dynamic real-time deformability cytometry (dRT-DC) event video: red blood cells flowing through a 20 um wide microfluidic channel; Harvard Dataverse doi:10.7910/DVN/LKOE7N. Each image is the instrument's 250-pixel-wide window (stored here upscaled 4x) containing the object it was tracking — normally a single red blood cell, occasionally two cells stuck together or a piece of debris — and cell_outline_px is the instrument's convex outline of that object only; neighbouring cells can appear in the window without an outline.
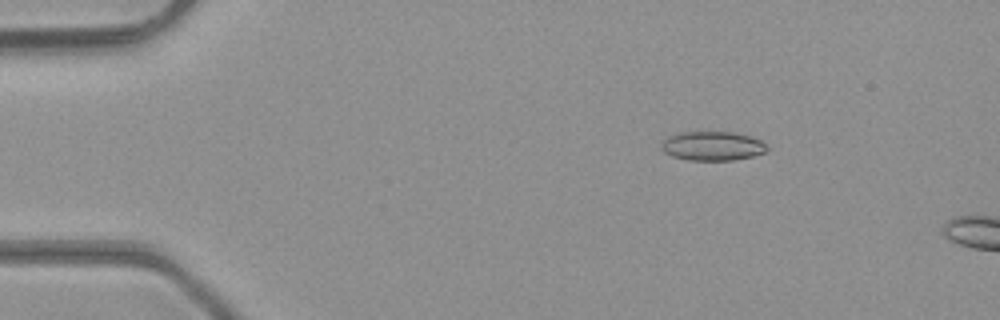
{"species": "common noctule bat (a hibernating species)", "species_latin": "Nyctalus noctula", "temperature_condition": "room temperature", "stored_images_in_passage": 11, "camera_frame_rate_fps": 3000, "um_per_image_px": 0.085, "animal": {"sex": "male", "body_mass_g": 23.1, "forearm_length_mm": 52.7}, "frame": {"image": 1, "passage_image": 8, "time_ms": 2.333, "image_size_px": [1000, 320], "cell_outline_px": [[768, 148], [764, 152], [752, 156], [732, 160], [688, 160], [672, 156], [664, 152], [660, 148], [660, 144], [668, 136], [680, 132], [736, 132], [760, 140]], "centroid_in_image_um": [60.51, 12.4], "position_along_channel_um": 24.5, "area_um2": 17.86}}